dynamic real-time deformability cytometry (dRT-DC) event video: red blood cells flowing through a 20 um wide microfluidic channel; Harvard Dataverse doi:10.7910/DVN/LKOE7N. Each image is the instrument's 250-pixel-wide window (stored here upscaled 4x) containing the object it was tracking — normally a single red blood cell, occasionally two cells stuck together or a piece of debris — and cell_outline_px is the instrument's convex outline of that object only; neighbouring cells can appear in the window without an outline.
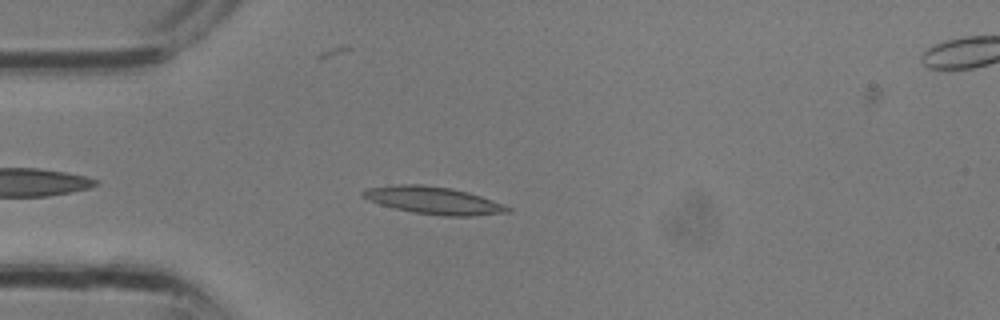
{"species": "common noctule bat (a hibernating species)", "species_latin": "Nyctalus noctula", "temperature_condition": "room temperature", "stored_images_in_passage": 26, "camera_frame_rate_fps": 3000, "um_per_image_px": 0.085, "animal": {"sex": "male", "body_mass_g": 13.3}, "frame": {"image": 1, "passage_image": 3, "time_ms": 0.667, "image_size_px": [1000, 320], "cell_outline_px": [[512, 212], [472, 216], [444, 216], [412, 212], [380, 204], [368, 200], [360, 196], [360, 192], [368, 188], [396, 184], [424, 184], [452, 188], [468, 192], [504, 204], [512, 208]], "centroid_in_image_um": [36.86, 17.03], "position_along_channel_um": 48.1, "area_um2": 23.24}}
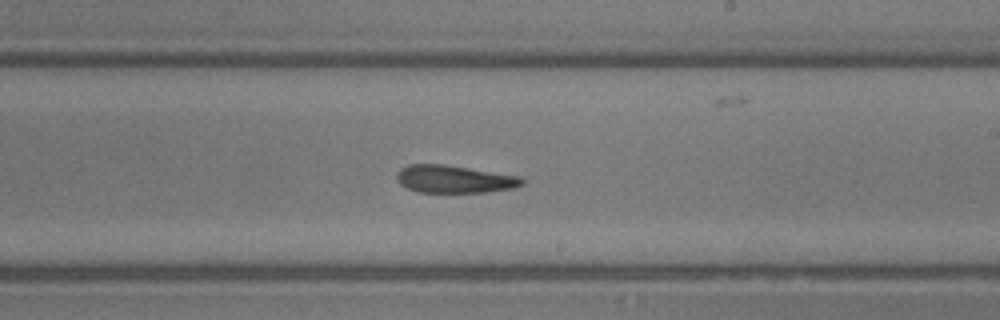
{"frame": {"image": 2, "passage_image": 13, "time_ms": 4.0, "image_size_px": [1000, 320], "cell_outline_px": [[524, 184], [512, 188], [484, 192], [416, 192], [400, 184], [396, 180], [396, 172], [400, 168], [408, 164], [444, 164], [520, 176], [524, 180]], "centroid_in_image_um": [38.57, 15.22], "position_along_channel_um": 250.4, "area_um2": 20.23}}
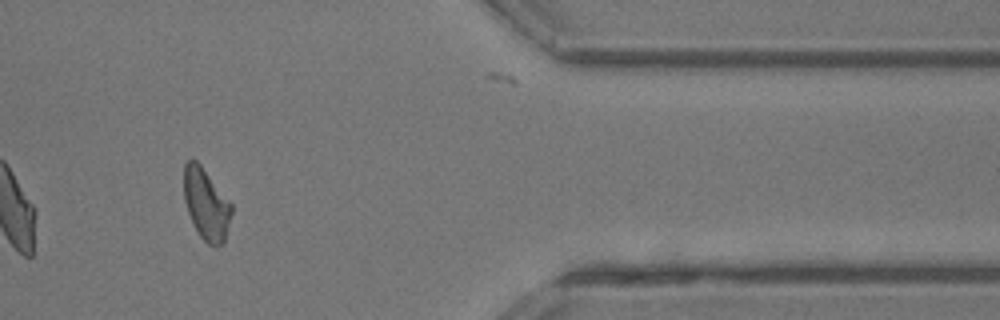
{"frame": {"image": 3, "passage_image": 21, "time_ms": 6.667, "image_size_px": [1000, 320], "cell_outline_px": [[232, 212], [224, 244], [216, 248], [208, 244], [200, 236], [188, 212], [184, 200], [184, 164], [192, 156], [200, 164], [232, 204]], "centroid_in_image_um": [17.53, 17.36], "position_along_channel_um": 393.9, "area_um2": 19.83}}